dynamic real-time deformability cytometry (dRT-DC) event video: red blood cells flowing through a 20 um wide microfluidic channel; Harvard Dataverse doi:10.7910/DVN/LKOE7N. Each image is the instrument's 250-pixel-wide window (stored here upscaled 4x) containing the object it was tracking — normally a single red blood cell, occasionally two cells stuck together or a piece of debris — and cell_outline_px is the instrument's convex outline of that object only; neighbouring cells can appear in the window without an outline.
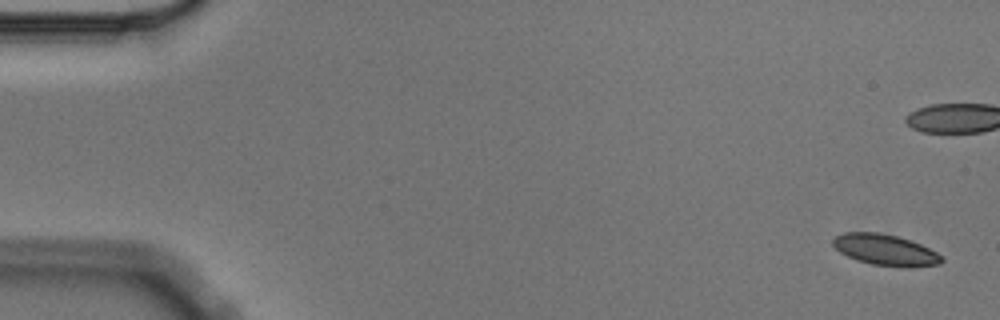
{"species": "Egyptian fruit bat (a non-hibernating species)", "species_latin": "Rousettus aegyptiacus", "temperature_condition": "cold", "stored_images_in_passage": 6, "camera_frame_rate_fps": 3000, "um_per_image_px": 0.085, "animal": {"sex": "male"}, "frame": {"image": 1, "passage_image": 1, "time_ms": 0.0, "image_size_px": [1000, 320], "cell_outline_px": [[944, 260], [940, 264], [912, 268], [904, 268], [872, 264], [856, 260], [840, 252], [832, 244], [832, 240], [836, 236], [844, 232], [880, 232], [896, 236], [920, 244], [944, 256]], "centroid_in_image_um": [75.28, 21.26], "position_along_channel_um": 9.7, "area_um2": 19.83}}
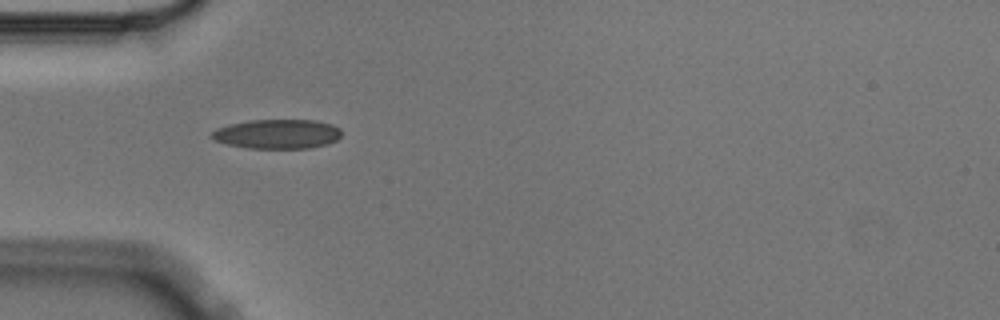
{"frame": {"image": 2, "passage_image": 6, "time_ms": 1.667, "image_size_px": [1000, 320], "cell_outline_px": [[340, 136], [336, 140], [328, 144], [312, 148], [248, 148], [228, 144], [212, 140], [208, 136], [216, 128], [228, 124], [248, 120], [316, 120], [332, 124], [340, 128]], "centroid_in_image_um": [23.54, 11.38], "position_along_channel_um": 61.5, "area_um2": 22.48}}